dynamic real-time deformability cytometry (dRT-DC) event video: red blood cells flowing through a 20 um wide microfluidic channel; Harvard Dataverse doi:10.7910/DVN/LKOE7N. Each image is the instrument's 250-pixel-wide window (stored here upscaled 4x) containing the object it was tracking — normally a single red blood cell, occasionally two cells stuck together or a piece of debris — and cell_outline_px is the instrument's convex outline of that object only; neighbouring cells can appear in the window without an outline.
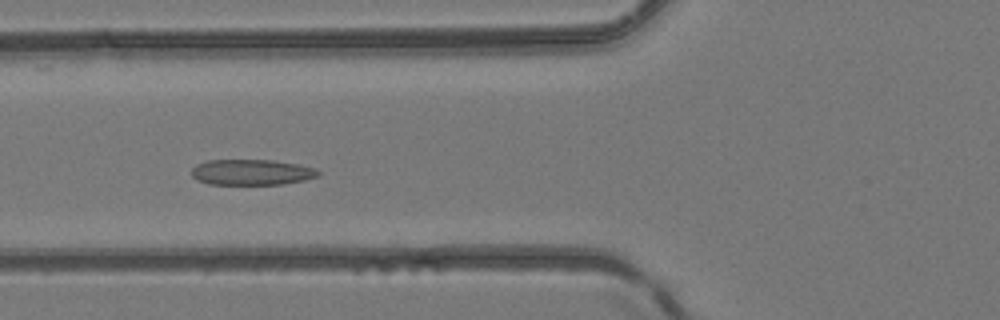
{"species": "common noctule bat (a hibernating species)", "species_latin": "Nyctalus noctula", "temperature_condition": "room temperature", "stored_images_in_passage": 45, "camera_frame_rate_fps": 3000, "um_per_image_px": 0.085, "animal": {"sex": "female", "body_mass_g": 24.6, "forearm_length_mm": 56.2}, "frame": {"image": 1, "passage_image": 16, "time_ms": 5.0, "image_size_px": [1000, 320], "cell_outline_px": [[320, 176], [304, 180], [284, 184], [208, 184], [196, 180], [192, 176], [192, 168], [196, 164], [208, 160], [272, 160], [296, 164], [316, 168], [320, 172]], "centroid_in_image_um": [21.39, 14.64], "position_along_channel_um": 104.4, "area_um2": 19.02}}
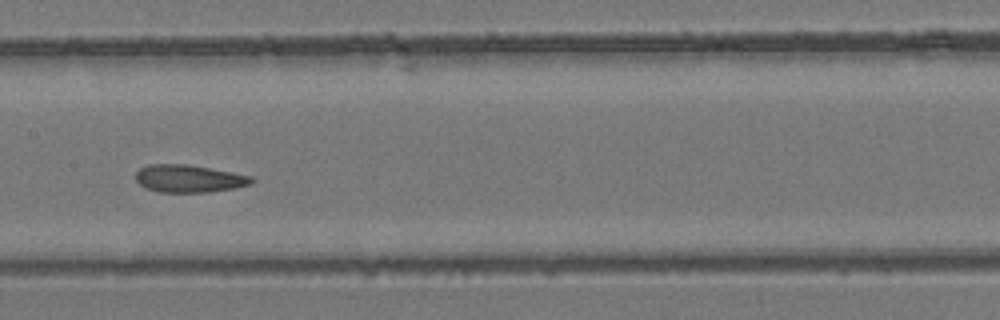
{"frame": {"image": 2, "passage_image": 22, "time_ms": 7.0, "image_size_px": [1000, 320], "cell_outline_px": [[256, 180], [252, 184], [236, 188], [208, 192], [160, 192], [144, 188], [136, 180], [136, 172], [140, 168], [148, 164], [188, 164], [232, 172], [252, 176]], "centroid_in_image_um": [16.08, 15.18], "position_along_channel_um": 191.3, "area_um2": 18.79}}
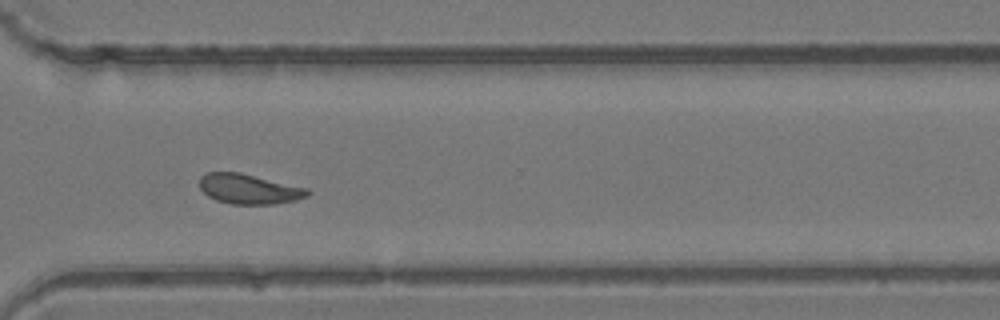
{"frame": {"image": 3, "passage_image": 33, "time_ms": 10.667, "image_size_px": [1000, 320], "cell_outline_px": [[312, 192], [308, 196], [296, 200], [276, 204], [232, 204], [216, 200], [208, 196], [200, 188], [200, 176], [208, 172], [240, 172], [308, 188]], "centroid_in_image_um": [21.19, 16.06], "position_along_channel_um": 349.4, "area_um2": 18.96}}